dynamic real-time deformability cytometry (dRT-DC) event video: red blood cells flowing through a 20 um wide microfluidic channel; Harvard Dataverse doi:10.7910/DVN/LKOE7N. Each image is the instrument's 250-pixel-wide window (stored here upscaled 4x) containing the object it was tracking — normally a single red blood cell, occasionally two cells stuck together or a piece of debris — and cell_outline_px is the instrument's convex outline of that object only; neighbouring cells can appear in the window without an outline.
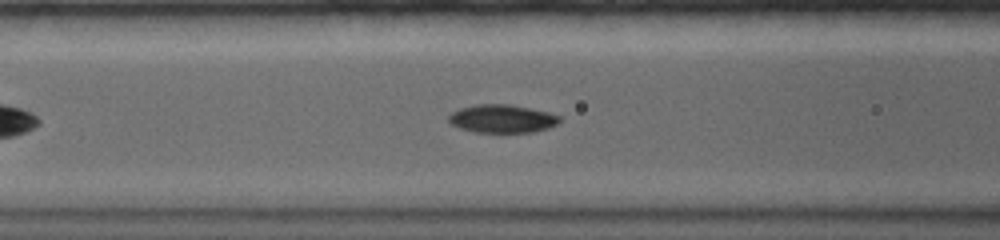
{"species": "common noctule bat (a hibernating species)", "species_latin": "Nyctalus noctula", "temperature_condition": "warm", "stored_images_in_passage": 29, "camera_frame_rate_fps": 5000, "um_per_image_px": 0.085, "animal": {"sex": "female", "body_mass_g": 19.0, "forearm_length_mm": 56.7}, "frame": {"image": 1, "passage_image": 6, "time_ms": 3.0, "image_size_px": [1000, 240], "cell_outline_px": [[560, 120], [556, 124], [548, 128], [532, 132], [500, 136], [472, 132], [460, 128], [452, 124], [448, 120], [448, 116], [452, 112], [460, 108], [476, 104], [508, 104], [548, 112], [560, 116]], "centroid_in_image_um": [42.65, 10.14], "position_along_channel_um": 123.9, "area_um2": 18.96}}
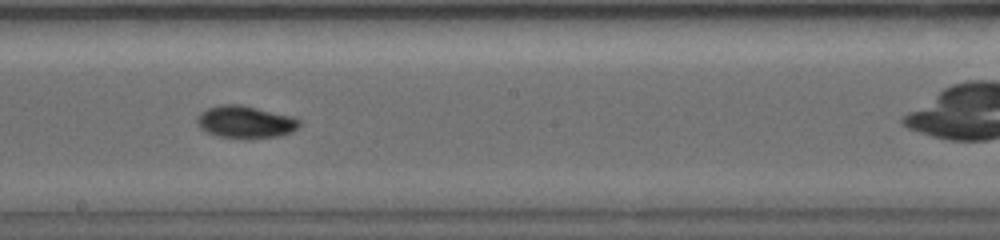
{"frame": {"image": 2, "passage_image": 14, "time_ms": 5.8, "image_size_px": [1000, 240], "cell_outline_px": [[300, 124], [292, 132], [276, 136], [252, 140], [216, 136], [200, 128], [196, 124], [196, 116], [200, 112], [208, 108], [220, 104], [240, 104], [292, 116], [300, 120]], "centroid_in_image_um": [20.82, 10.38], "position_along_channel_um": 227.4, "area_um2": 19.59}}
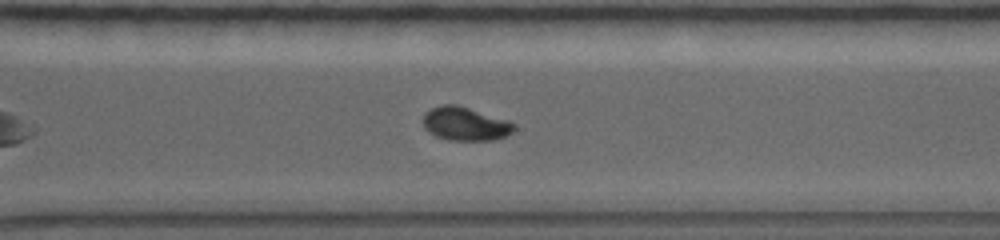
{"frame": {"image": 3, "passage_image": 22, "time_ms": 8.6, "image_size_px": [1000, 240], "cell_outline_px": [[516, 128], [512, 132], [496, 140], [448, 140], [436, 136], [428, 132], [424, 128], [424, 112], [440, 104], [456, 104], [508, 120], [516, 124]], "centroid_in_image_um": [39.54, 10.52], "position_along_channel_um": 331.1, "area_um2": 17.86}}